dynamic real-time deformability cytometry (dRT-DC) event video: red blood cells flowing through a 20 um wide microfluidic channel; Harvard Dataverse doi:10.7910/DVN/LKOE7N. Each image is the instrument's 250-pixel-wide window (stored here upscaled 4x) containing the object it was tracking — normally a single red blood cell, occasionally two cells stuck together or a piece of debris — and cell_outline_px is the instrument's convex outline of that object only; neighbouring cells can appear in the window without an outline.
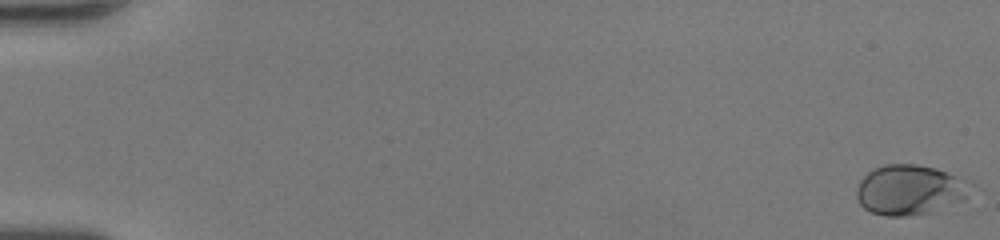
{"species": "human", "species_latin": "Homo sapiens", "temperature_condition": "room temperature", "stored_images_in_passage": 50, "camera_frame_rate_fps": 3000, "um_per_image_px": 0.085, "donor": {"sex": "female"}, "frame": {"image": 1, "passage_image": 1, "time_ms": 0.0, "image_size_px": [1000, 240], "cell_outline_px": [[964, 200], [928, 212], [908, 216], [888, 216], [872, 212], [864, 208], [860, 204], [856, 196], [856, 188], [860, 180], [868, 172], [884, 164], [916, 164], [936, 168], [952, 176], [964, 192]], "centroid_in_image_um": [77.11, 16.15], "position_along_channel_um": 7.9, "area_um2": 31.67}}
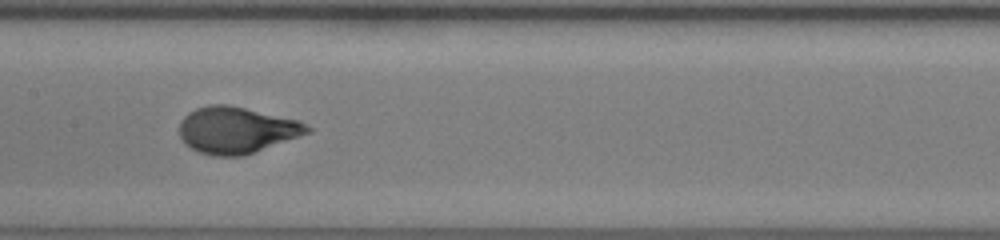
{"frame": {"image": 2, "passage_image": 27, "time_ms": 8.667, "image_size_px": [1000, 240], "cell_outline_px": [[312, 132], [244, 156], [212, 156], [200, 152], [184, 144], [180, 136], [180, 120], [188, 112], [196, 108], [208, 104], [228, 104], [300, 120], [312, 128]], "centroid_in_image_um": [20.12, 11.05], "position_along_channel_um": 187.3, "area_um2": 35.03}}
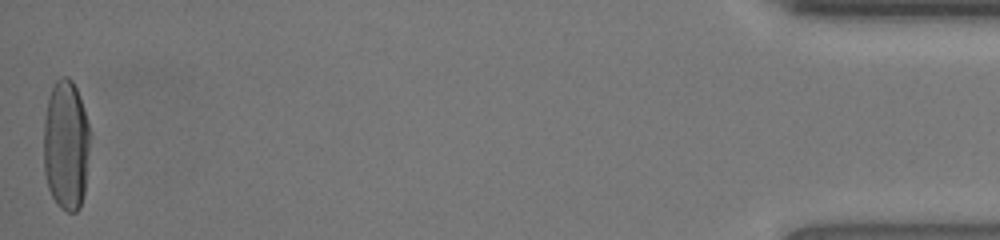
{"frame": {"image": 3, "passage_image": 50, "time_ms": 16.333, "image_size_px": [1000, 240], "cell_outline_px": [[88, 152], [84, 192], [80, 208], [76, 212], [68, 212], [60, 208], [56, 204], [48, 188], [44, 172], [44, 120], [48, 96], [56, 80], [60, 76], [68, 76], [72, 80], [80, 96], [84, 108], [88, 124]], "centroid_in_image_um": [5.59, 12.33], "position_along_channel_um": 429.6, "area_um2": 35.2}, "authors_computed_cell_mechanics": {"area_um2": 33.813, "velocity_mm_per_s": 4.3088, "shape_relaxation_time_tau1_ms": 3.6264, "shape_relaxation_time_tau2_ms": null, "deformation_change_tau1": 0.2045, "deformation_change_tau2": null}}